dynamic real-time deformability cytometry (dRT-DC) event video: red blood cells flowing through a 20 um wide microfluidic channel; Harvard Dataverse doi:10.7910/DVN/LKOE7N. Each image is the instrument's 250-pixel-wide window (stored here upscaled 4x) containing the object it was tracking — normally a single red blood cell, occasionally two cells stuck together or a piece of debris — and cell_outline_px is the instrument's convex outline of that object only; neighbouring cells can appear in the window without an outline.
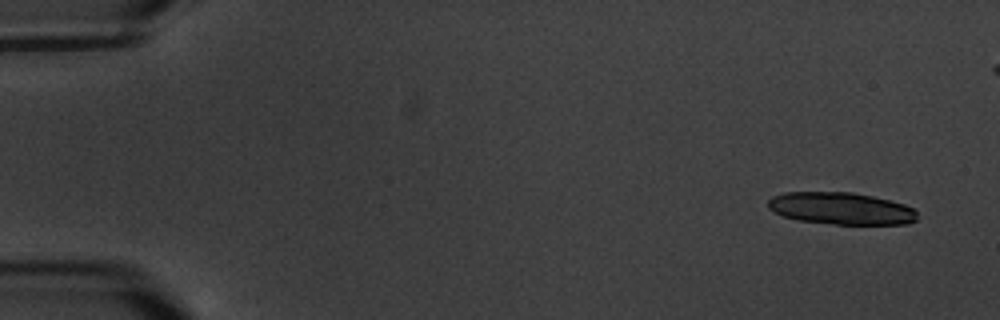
{"species": "common noctule bat (a hibernating species)", "species_latin": "Nyctalus noctula", "temperature_condition": "warm", "stored_images_in_passage": 9, "camera_frame_rate_fps": 3000, "um_per_image_px": 0.085, "animal": {"sex": "male", "body_mass_g": 20.1, "forearm_length_mm": 53.5}, "frame": {"image": 1, "passage_image": 1, "time_ms": 0.0, "image_size_px": [1000, 320], "cell_outline_px": [[916, 220], [908, 224], [836, 224], [796, 220], [784, 216], [768, 208], [768, 200], [772, 196], [784, 192], [852, 192], [872, 196], [904, 204], [912, 208], [916, 212]], "centroid_in_image_um": [71.47, 17.71], "position_along_channel_um": 13.5, "area_um2": 27.8}}
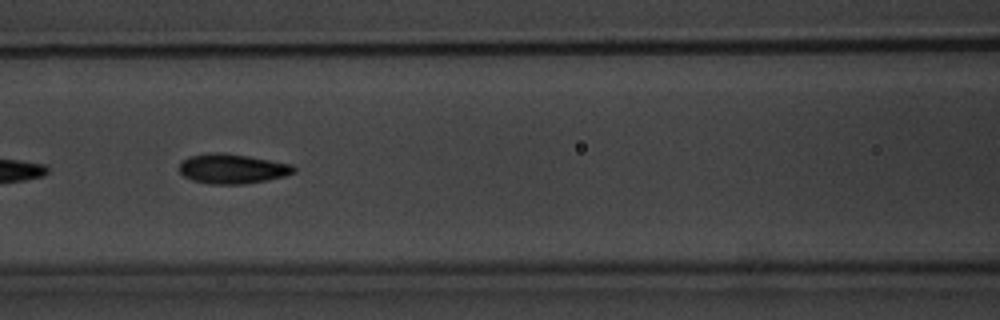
{"frame": {"image": 2, "passage_image": 8, "time_ms": 8.0, "image_size_px": [1000, 320], "cell_outline_px": [[296, 172], [284, 176], [268, 180], [244, 184], [208, 184], [192, 180], [184, 176], [180, 172], [180, 164], [188, 156], [208, 152], [220, 152], [248, 156], [292, 164], [296, 168]], "centroid_in_image_um": [19.75, 14.34], "position_along_channel_um": 146.9, "area_um2": 19.94}}